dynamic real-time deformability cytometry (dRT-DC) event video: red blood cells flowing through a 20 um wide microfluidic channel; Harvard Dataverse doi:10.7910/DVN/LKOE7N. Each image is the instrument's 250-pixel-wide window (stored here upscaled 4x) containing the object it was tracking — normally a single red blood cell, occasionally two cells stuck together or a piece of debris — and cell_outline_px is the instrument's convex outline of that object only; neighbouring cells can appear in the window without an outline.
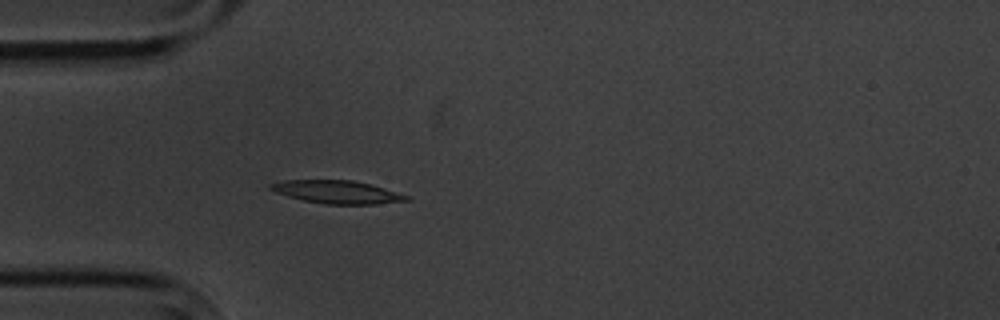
{"species": "common noctule bat (a hibernating species)", "species_latin": "Nyctalus noctula", "temperature_condition": "cold", "stored_images_in_passage": 5, "camera_frame_rate_fps": 3000, "um_per_image_px": 0.085, "animal": {"sex": "male", "body_mass_g": 20.1, "forearm_length_mm": 53.5}, "frame": {"image": 1, "passage_image": 5, "time_ms": 4.333, "image_size_px": [1000, 320], "cell_outline_px": [[412, 196], [408, 200], [376, 204], [328, 204], [304, 200], [288, 196], [276, 192], [268, 188], [268, 184], [284, 180], [352, 180], [384, 188]], "centroid_in_image_um": [28.65, 16.31], "position_along_channel_um": 56.3, "area_um2": 18.03}}